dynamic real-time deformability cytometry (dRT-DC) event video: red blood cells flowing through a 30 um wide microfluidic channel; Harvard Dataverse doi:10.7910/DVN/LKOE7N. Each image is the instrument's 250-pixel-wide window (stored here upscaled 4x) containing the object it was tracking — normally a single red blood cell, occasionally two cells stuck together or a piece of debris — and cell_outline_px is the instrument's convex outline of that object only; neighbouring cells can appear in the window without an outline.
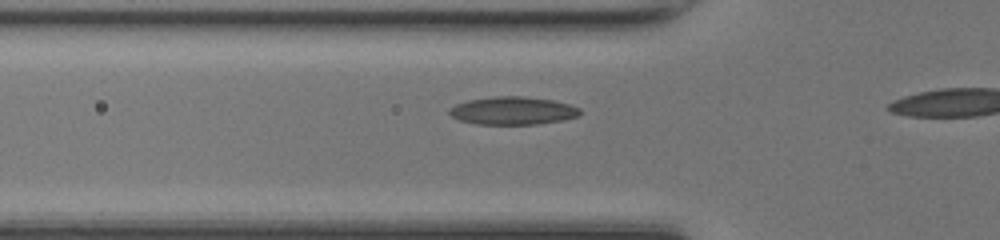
{"species": "common noctule bat (a hibernating species)", "species_latin": "Nyctalus noctula", "temperature_condition": "room temperature", "stored_images_in_passage": 13, "camera_frame_rate_fps": 3000, "um_per_image_px": 0.085, "animal": {"sex": "female", "body_mass_g": 17.0, "forearm_length_mm": 48.0}, "frame": {"image": 1, "passage_image": 11, "time_ms": 3.333, "image_size_px": [1000, 240], "cell_outline_px": [[580, 116], [564, 120], [536, 124], [476, 124], [460, 120], [452, 116], [448, 112], [448, 108], [456, 104], [468, 100], [496, 96], [524, 96], [552, 100], [572, 104], [580, 108]], "centroid_in_image_um": [43.61, 9.4], "position_along_channel_um": 82.2, "area_um2": 21.39}}